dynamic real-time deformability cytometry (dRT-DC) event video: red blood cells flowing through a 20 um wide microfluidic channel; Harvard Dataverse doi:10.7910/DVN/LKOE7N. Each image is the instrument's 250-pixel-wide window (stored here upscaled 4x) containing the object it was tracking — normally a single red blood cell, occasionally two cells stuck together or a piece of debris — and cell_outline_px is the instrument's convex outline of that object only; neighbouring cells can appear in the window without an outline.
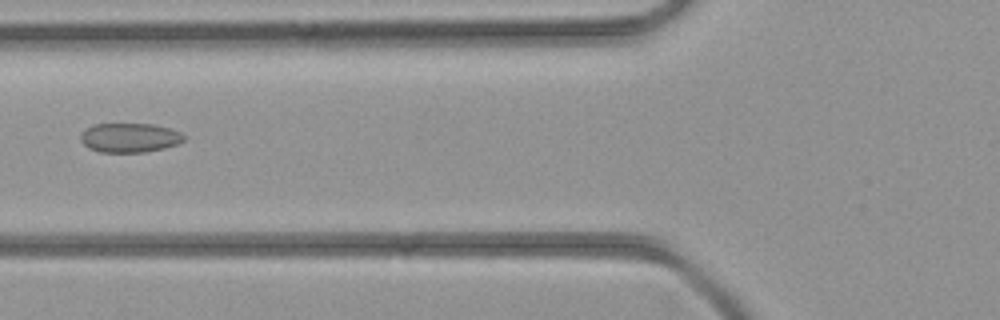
{"species": "common noctule bat (a hibernating species)", "species_latin": "Nyctalus noctula", "temperature_condition": "room temperature", "stored_images_in_passage": 30, "camera_frame_rate_fps": 3000, "um_per_image_px": 0.085, "animal": {"sex": "female", "body_mass_g": 21.9}, "frame": {"image": 1, "passage_image": 4, "time_ms": 1.0, "image_size_px": [1000, 320], "cell_outline_px": [[188, 136], [184, 140], [176, 144], [164, 148], [144, 152], [100, 152], [88, 148], [80, 140], [80, 136], [88, 128], [96, 124], [152, 124], [168, 128], [180, 132]], "centroid_in_image_um": [11.04, 11.71], "position_along_channel_um": 114.8, "area_um2": 17.51}}
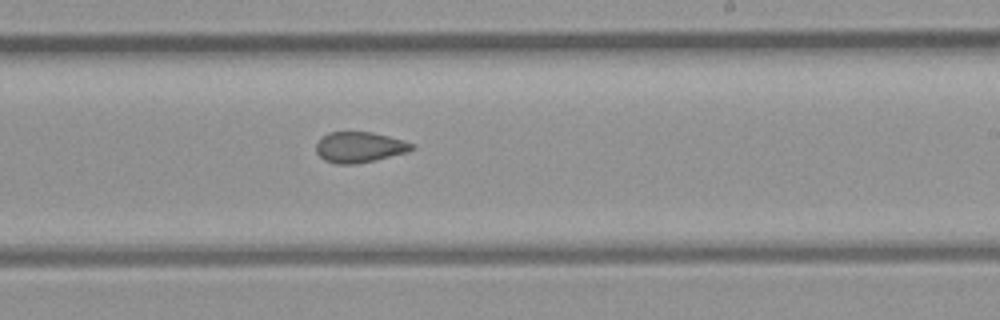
{"frame": {"image": 2, "passage_image": 13, "time_ms": 4.0, "image_size_px": [1000, 320], "cell_outline_px": [[416, 148], [408, 152], [376, 160], [356, 164], [336, 164], [324, 160], [316, 152], [316, 144], [328, 132], [372, 132], [404, 140], [416, 144]], "centroid_in_image_um": [30.6, 12.52], "position_along_channel_um": 258.4, "area_um2": 17.22}}
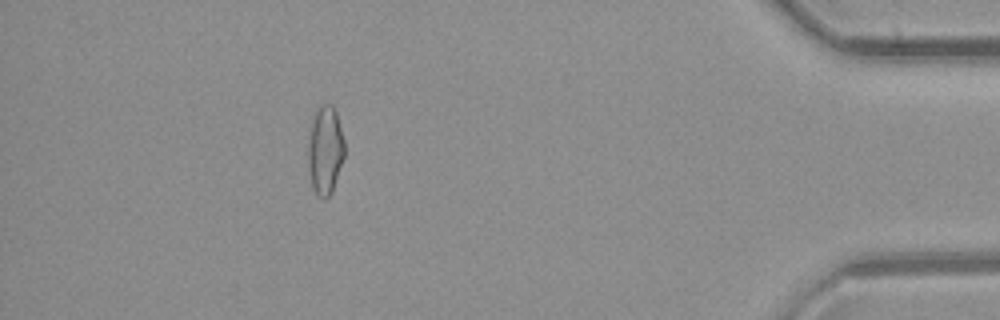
{"frame": {"image": 3, "passage_image": 26, "time_ms": 8.333, "image_size_px": [1000, 320], "cell_outline_px": [[344, 156], [332, 192], [324, 200], [316, 196], [312, 188], [308, 168], [308, 144], [312, 116], [320, 104], [332, 104], [336, 112], [344, 140]], "centroid_in_image_um": [27.62, 12.78], "position_along_channel_um": 407.6, "area_um2": 19.02}}